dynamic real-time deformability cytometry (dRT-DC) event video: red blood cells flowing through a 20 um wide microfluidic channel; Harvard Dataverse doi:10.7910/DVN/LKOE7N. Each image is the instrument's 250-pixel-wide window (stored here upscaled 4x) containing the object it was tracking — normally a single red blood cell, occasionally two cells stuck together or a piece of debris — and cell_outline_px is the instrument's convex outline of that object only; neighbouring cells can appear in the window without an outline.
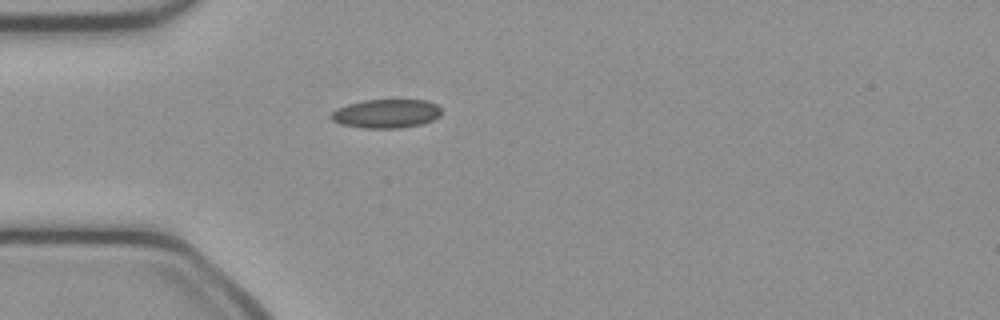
{"species": "common noctule bat (a hibernating species)", "species_latin": "Nyctalus noctula", "temperature_condition": "cold", "stored_images_in_passage": 37, "camera_frame_rate_fps": 3000, "um_per_image_px": 0.085, "animal": {"sex": "female", "body_mass_g": 21.9}, "frame": {"image": 1, "passage_image": 1, "time_ms": 0.0, "image_size_px": [1000, 320], "cell_outline_px": [[440, 116], [432, 120], [420, 124], [400, 128], [364, 128], [340, 124], [332, 120], [328, 116], [336, 108], [348, 104], [364, 100], [428, 100], [436, 104], [440, 108]], "centroid_in_image_um": [32.8, 9.65], "position_along_channel_um": 52.2, "area_um2": 18.55}}
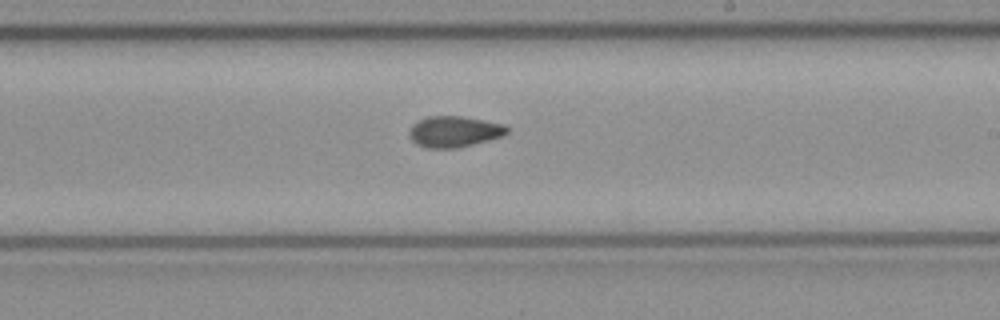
{"frame": {"image": 2, "passage_image": 16, "time_ms": 5.0, "image_size_px": [1000, 320], "cell_outline_px": [[508, 132], [504, 136], [460, 148], [428, 148], [416, 144], [408, 136], [408, 128], [416, 120], [428, 116], [460, 116], [504, 124], [508, 128]], "centroid_in_image_um": [38.57, 11.19], "position_along_channel_um": 250.4, "area_um2": 17.98}}
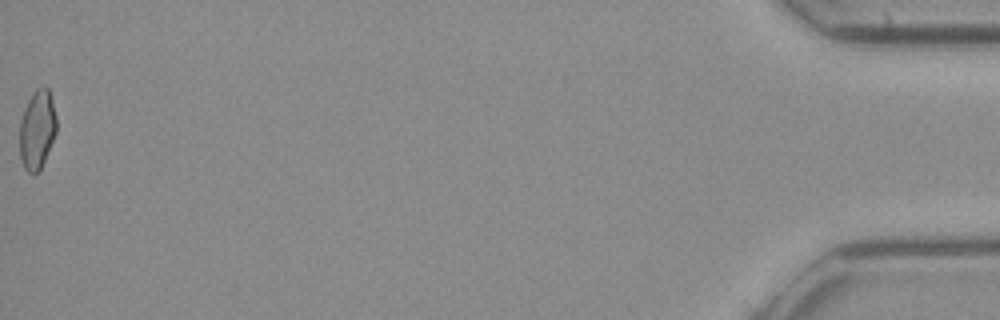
{"frame": {"image": 3, "passage_image": 37, "time_ms": 12.0, "image_size_px": [1000, 320], "cell_outline_px": [[56, 132], [40, 172], [32, 176], [24, 168], [20, 160], [20, 120], [24, 108], [32, 92], [36, 88], [44, 84], [48, 88], [52, 100], [56, 116]], "centroid_in_image_um": [3.15, 11.03], "position_along_channel_um": 432.1, "area_um2": 17.34}, "authors_computed_cell_mechanics": {"area_um2": 17.5712, "velocity_mm_per_s": 4.1169, "shape_relaxation_time_tau1_ms": null, "shape_relaxation_time_tau2_ms": 1.9723, "deformation_change_tau1": null, "deformation_change_tau2": 0.0553}}